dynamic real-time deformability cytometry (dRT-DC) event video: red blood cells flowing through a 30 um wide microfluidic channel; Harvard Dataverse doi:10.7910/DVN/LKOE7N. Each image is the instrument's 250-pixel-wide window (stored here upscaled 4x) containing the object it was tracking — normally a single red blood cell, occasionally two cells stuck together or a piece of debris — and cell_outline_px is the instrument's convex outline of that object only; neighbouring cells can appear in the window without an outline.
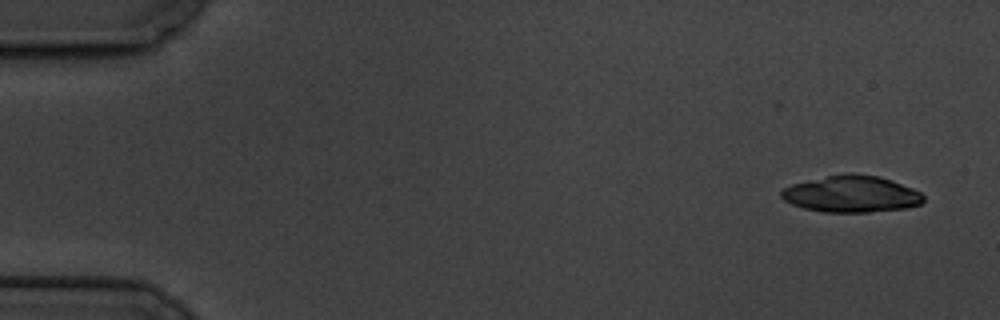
{"species": "common noctule bat (a hibernating species)", "species_latin": "Nyctalus noctula", "temperature_condition": "cold", "stored_images_in_passage": 4, "camera_frame_rate_fps": 3000, "um_per_image_px": 0.085, "animal": {"sex": "male", "body_mass_g": 19.5, "forearm_length_mm": 54.6}, "frame": {"image": 1, "passage_image": 1, "time_ms": 0.0, "image_size_px": [1000, 320], "cell_outline_px": [[924, 200], [920, 204], [904, 208], [868, 212], [824, 212], [804, 208], [792, 204], [784, 200], [780, 196], [780, 192], [784, 188], [792, 184], [828, 176], [848, 172], [852, 172], [880, 176], [892, 180], [912, 188], [920, 192], [924, 196]], "centroid_in_image_um": [72.38, 16.48], "position_along_channel_um": 12.6, "area_um2": 30.29}}